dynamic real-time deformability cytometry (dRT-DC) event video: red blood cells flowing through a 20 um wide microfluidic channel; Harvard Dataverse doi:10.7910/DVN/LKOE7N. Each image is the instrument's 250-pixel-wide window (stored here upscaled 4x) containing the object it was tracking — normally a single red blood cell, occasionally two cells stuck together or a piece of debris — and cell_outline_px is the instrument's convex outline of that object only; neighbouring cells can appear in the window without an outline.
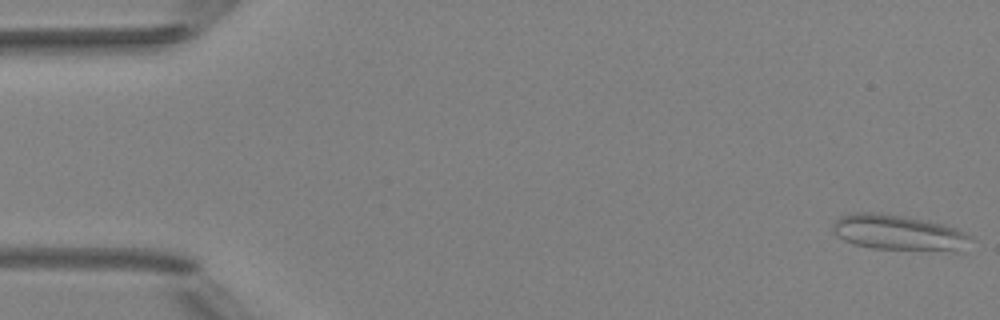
{"species": "Egyptian fruit bat (a non-hibernating species)", "species_latin": "Rousettus aegyptiacus", "temperature_condition": "room temperature", "stored_images_in_passage": 5, "camera_frame_rate_fps": 3000, "um_per_image_px": 0.085, "animal": {"sex": "female"}, "frame": {"image": 1, "passage_image": 1, "time_ms": 0.0, "image_size_px": [1000, 320], "cell_outline_px": [[972, 236], [960, 252], [956, 252], [872, 248], [856, 244], [844, 240], [836, 236], [832, 228], [832, 224], [840, 216], [852, 212], [880, 212], [908, 216], [956, 228]], "centroid_in_image_um": [76.36, 19.77], "position_along_channel_um": 8.6, "area_um2": 28.78}}